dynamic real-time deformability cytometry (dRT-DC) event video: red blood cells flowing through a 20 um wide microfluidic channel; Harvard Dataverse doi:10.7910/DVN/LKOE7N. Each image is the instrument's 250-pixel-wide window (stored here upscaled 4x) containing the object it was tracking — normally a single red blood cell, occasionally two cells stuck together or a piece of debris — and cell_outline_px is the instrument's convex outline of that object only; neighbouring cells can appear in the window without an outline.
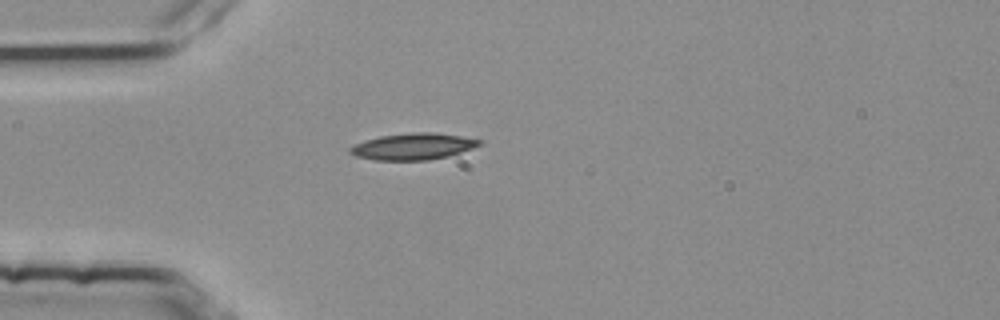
{"species": "common noctule bat (a hibernating species)", "species_latin": "Nyctalus noctula", "temperature_condition": "room temperature", "stored_images_in_passage": 40, "camera_frame_rate_fps": 3000, "um_per_image_px": 0.085, "animal": {"sex": "female", "body_mass_g": 25.1}, "frame": {"image": 1, "passage_image": 1, "time_ms": 0.0, "image_size_px": [1000, 320], "cell_outline_px": [[484, 144], [448, 156], [428, 160], [376, 160], [356, 156], [348, 152], [348, 148], [364, 140], [380, 136], [412, 132], [432, 132], [460, 136], [484, 140]], "centroid_in_image_um": [35.12, 12.44], "position_along_channel_um": 49.9, "area_um2": 20.0}}
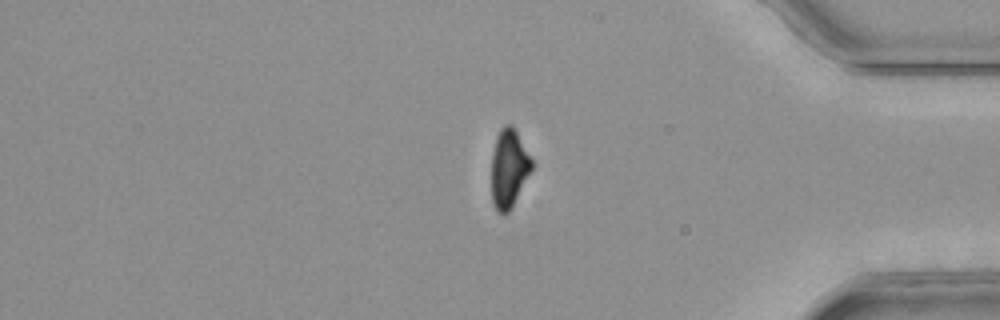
{"frame": {"image": 2, "passage_image": 31, "time_ms": 10.0, "image_size_px": [1000, 320], "cell_outline_px": [[532, 168], [512, 208], [504, 216], [496, 212], [492, 204], [492, 152], [496, 136], [500, 128], [504, 124], [512, 124], [532, 160]], "centroid_in_image_um": [43.23, 14.34], "position_along_channel_um": 392.0, "area_um2": 18.5}}
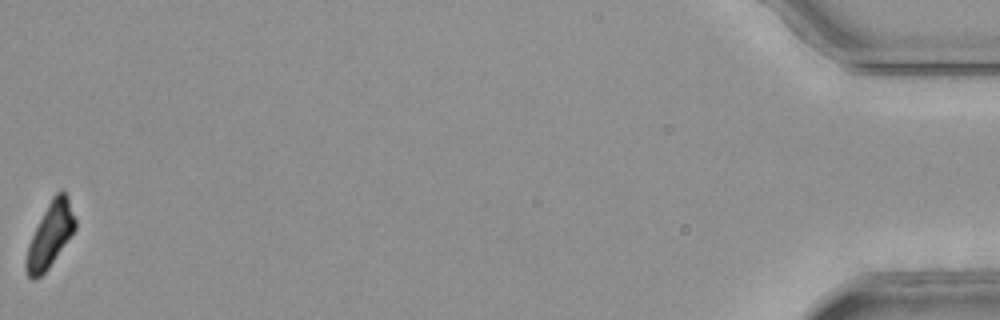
{"frame": {"image": 3, "passage_image": 40, "time_ms": 13.0, "image_size_px": [1000, 320], "cell_outline_px": [[76, 228], [48, 268], [36, 280], [32, 280], [28, 276], [24, 268], [24, 264], [28, 244], [52, 196], [60, 188], [68, 196], [76, 220]], "centroid_in_image_um": [4.25, 19.98], "position_along_channel_um": 430.9, "area_um2": 18.21}, "authors_computed_cell_mechanics": {"area_um2": 19.8543, "velocity_mm_per_s": 3.8018, "shape_relaxation_time_tau1_ms": 7.5447, "shape_relaxation_time_tau2_ms": 6.6003, "deformation_change_tau1": 0.2092, "deformation_change_tau2": 0.1348}}